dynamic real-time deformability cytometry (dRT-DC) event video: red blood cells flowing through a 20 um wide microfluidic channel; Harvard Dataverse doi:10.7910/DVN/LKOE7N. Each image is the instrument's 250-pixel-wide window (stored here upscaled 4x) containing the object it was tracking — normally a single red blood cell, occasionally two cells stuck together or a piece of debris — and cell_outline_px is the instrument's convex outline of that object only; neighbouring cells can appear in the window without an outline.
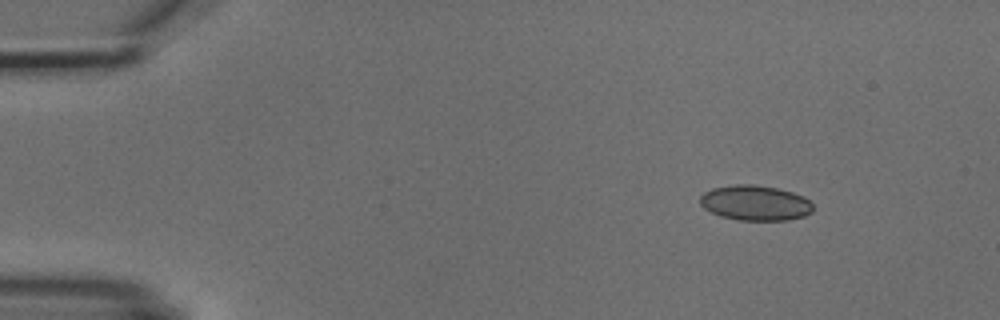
{"species": "common noctule bat (a hibernating species)", "species_latin": "Nyctalus noctula", "temperature_condition": "cold", "stored_images_in_passage": 8, "camera_frame_rate_fps": 3000, "um_per_image_px": 0.085, "animal": {"sex": "male", "body_mass_g": 18.8}, "frame": {"image": 1, "passage_image": 1, "time_ms": 0.0, "image_size_px": [1000, 320], "cell_outline_px": [[812, 212], [804, 216], [788, 220], [740, 220], [720, 216], [704, 208], [700, 204], [700, 196], [704, 192], [712, 188], [736, 184], [752, 184], [776, 188], [792, 192], [804, 196], [812, 204]], "centroid_in_image_um": [64.19, 17.24], "position_along_channel_um": 20.8, "area_um2": 23.12}}
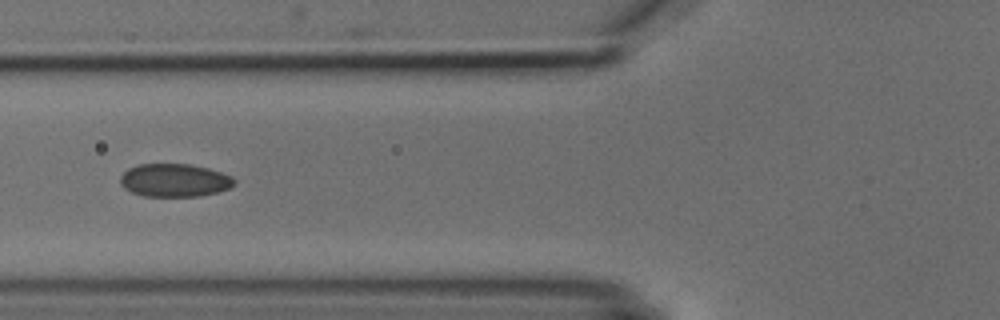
{"frame": {"image": 2, "passage_image": 5, "time_ms": 4.667, "image_size_px": [1000, 320], "cell_outline_px": [[236, 184], [228, 188], [216, 192], [200, 196], [144, 196], [132, 192], [124, 188], [120, 184], [120, 176], [128, 168], [136, 164], [188, 164], [208, 168], [232, 176], [236, 180]], "centroid_in_image_um": [14.82, 15.32], "position_along_channel_um": 111.0, "area_um2": 22.02}}
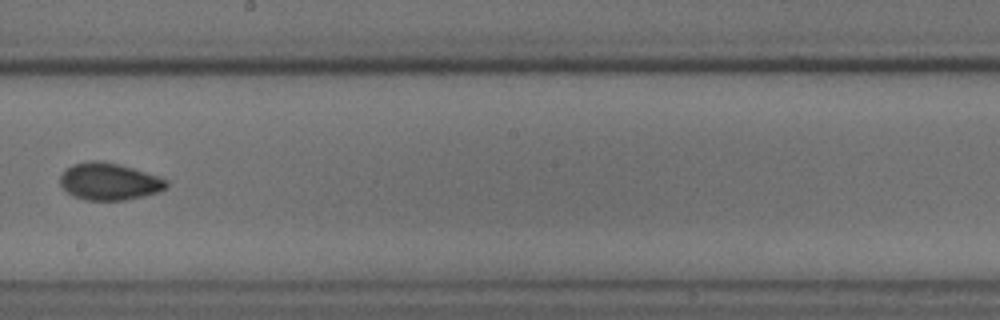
{"frame": {"image": 3, "passage_image": 8, "time_ms": 8.0, "image_size_px": [1000, 320], "cell_outline_px": [[168, 188], [160, 192], [124, 200], [88, 200], [72, 196], [60, 184], [60, 176], [72, 164], [92, 160], [100, 160], [132, 168], [168, 180]], "centroid_in_image_um": [9.29, 15.44], "position_along_channel_um": 238.9, "area_um2": 22.77}}